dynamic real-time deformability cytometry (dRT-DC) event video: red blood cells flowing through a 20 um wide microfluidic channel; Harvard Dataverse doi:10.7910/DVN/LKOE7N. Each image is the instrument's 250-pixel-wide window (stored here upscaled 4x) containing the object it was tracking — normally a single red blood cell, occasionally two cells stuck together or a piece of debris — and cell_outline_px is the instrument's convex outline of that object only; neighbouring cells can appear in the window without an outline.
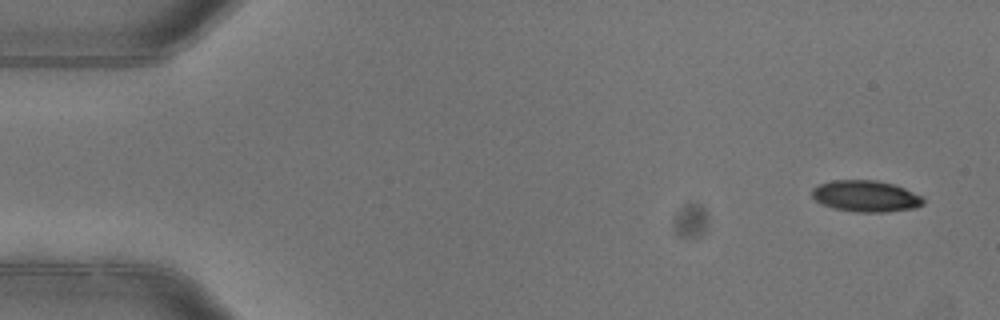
{"species": "common noctule bat (a hibernating species)", "species_latin": "Nyctalus noctula", "temperature_condition": "warm", "stored_images_in_passage": 4, "camera_frame_rate_fps": 3000, "um_per_image_px": 0.085, "animal": {"sex": "female"}, "frame": {"image": 1, "passage_image": 1, "time_ms": 0.0, "image_size_px": [1000, 320], "cell_outline_px": [[924, 204], [916, 208], [884, 212], [856, 212], [832, 208], [816, 200], [812, 196], [812, 188], [820, 184], [832, 180], [876, 180], [896, 184], [920, 196], [924, 200]], "centroid_in_image_um": [73.6, 16.67], "position_along_channel_um": 11.4, "area_um2": 20.35}}
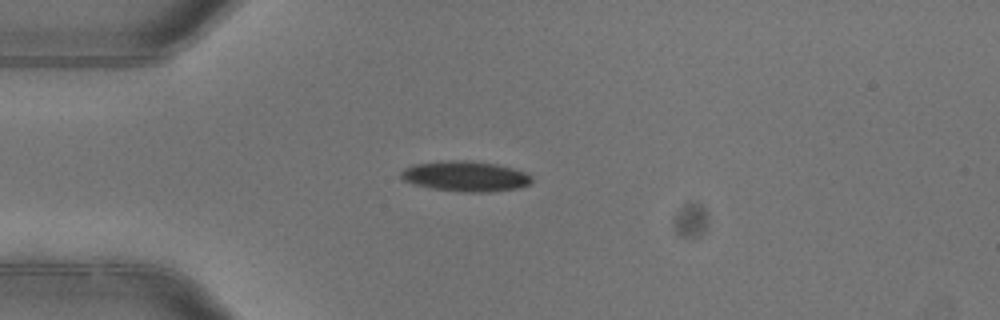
{"frame": {"image": 2, "passage_image": 4, "time_ms": 1.0, "image_size_px": [1000, 320], "cell_outline_px": [[532, 184], [520, 188], [488, 192], [464, 192], [432, 188], [416, 184], [404, 180], [400, 176], [400, 172], [404, 168], [416, 164], [448, 160], [464, 160], [496, 164], [528, 172], [532, 176]], "centroid_in_image_um": [39.63, 14.98], "position_along_channel_um": 45.4, "area_um2": 23.12}}